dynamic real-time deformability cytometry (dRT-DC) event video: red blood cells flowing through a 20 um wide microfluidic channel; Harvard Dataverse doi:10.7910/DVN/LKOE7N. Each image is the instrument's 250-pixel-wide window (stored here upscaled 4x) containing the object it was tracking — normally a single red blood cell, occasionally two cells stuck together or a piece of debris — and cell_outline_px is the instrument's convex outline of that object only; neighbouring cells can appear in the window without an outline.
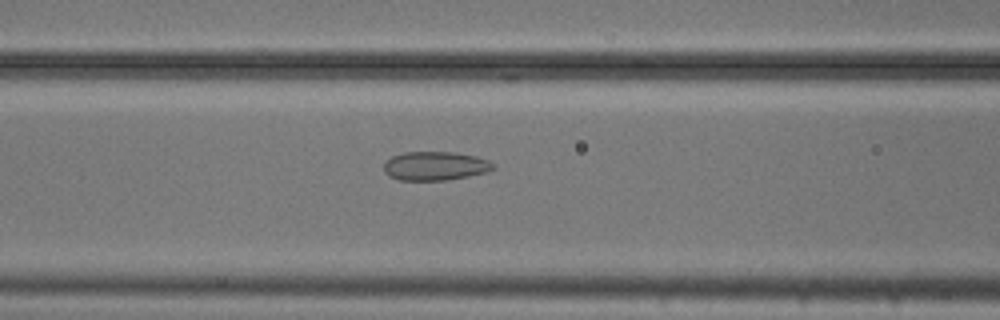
{"species": "common noctule bat (a hibernating species)", "species_latin": "Nyctalus noctula", "temperature_condition": "cold", "stored_images_in_passage": 29, "camera_frame_rate_fps": 3000, "um_per_image_px": 0.085, "animal": {"sex": "male", "body_mass_g": 20.5, "forearm_length_mm": 52.5}, "frame": {"image": 1, "passage_image": 21, "time_ms": 6.667, "image_size_px": [1000, 320], "cell_outline_px": [[496, 168], [488, 172], [448, 180], [400, 180], [388, 176], [384, 172], [384, 164], [392, 156], [404, 152], [456, 152], [476, 156], [488, 160], [496, 164]], "centroid_in_image_um": [37.03, 14.1], "position_along_channel_um": 129.6, "area_um2": 18.55}}
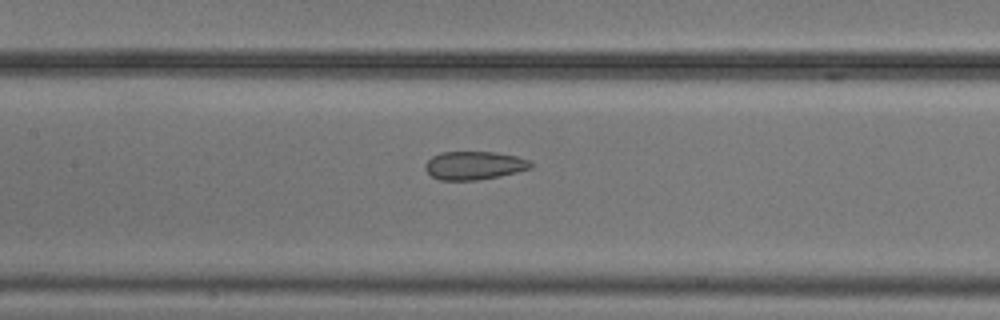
{"frame": {"image": 2, "passage_image": 24, "time_ms": 7.667, "image_size_px": [1000, 320], "cell_outline_px": [[532, 168], [500, 176], [476, 180], [440, 180], [432, 176], [424, 168], [424, 164], [432, 156], [440, 152], [496, 152], [516, 156], [528, 160], [532, 164]], "centroid_in_image_um": [40.29, 14.06], "position_along_channel_um": 167.1, "area_um2": 17.4}}
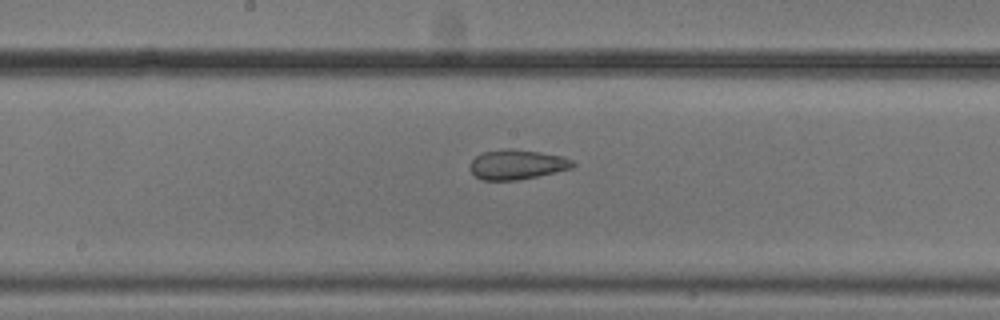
{"frame": {"image": 3, "passage_image": 27, "time_ms": 8.667, "image_size_px": [1000, 320], "cell_outline_px": [[576, 164], [572, 168], [536, 176], [516, 180], [480, 180], [468, 168], [472, 160], [476, 156], [484, 152], [504, 148], [512, 148], [540, 152], [560, 156], [572, 160]], "centroid_in_image_um": [43.91, 13.98], "position_along_channel_um": 204.3, "area_um2": 17.74}}